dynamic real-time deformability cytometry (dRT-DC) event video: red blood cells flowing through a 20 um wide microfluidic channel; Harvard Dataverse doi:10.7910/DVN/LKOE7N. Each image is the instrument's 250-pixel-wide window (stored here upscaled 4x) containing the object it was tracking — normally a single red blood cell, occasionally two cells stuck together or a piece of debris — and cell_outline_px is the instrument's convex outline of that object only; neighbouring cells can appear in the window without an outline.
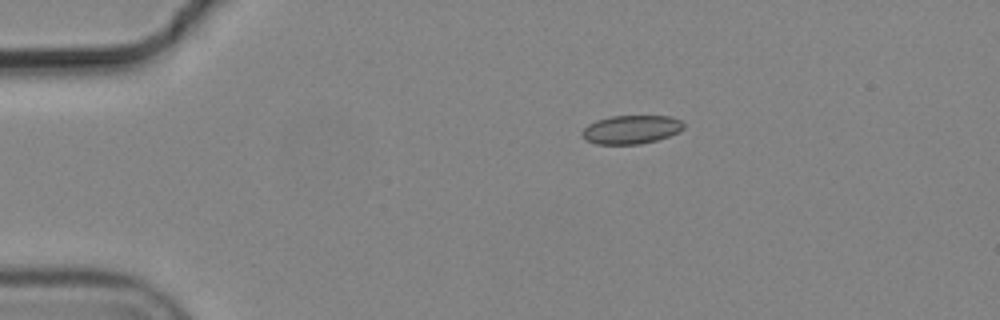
{"species": "common noctule bat (a hibernating species)", "species_latin": "Nyctalus noctula", "temperature_condition": "cold", "stored_images_in_passage": 5, "camera_frame_rate_fps": 3000, "um_per_image_px": 0.085, "animal": {"sex": "male", "body_mass_g": 19.2, "forearm_length_mm": 51.8}, "frame": {"image": 1, "passage_image": 2, "time_ms": 0.333, "image_size_px": [1000, 320], "cell_outline_px": [[684, 128], [680, 132], [656, 140], [640, 144], [596, 144], [584, 140], [580, 136], [580, 132], [588, 124], [596, 120], [612, 116], [672, 116], [680, 120], [684, 124]], "centroid_in_image_um": [53.62, 11.01], "position_along_channel_um": 31.4, "area_um2": 17.11}}
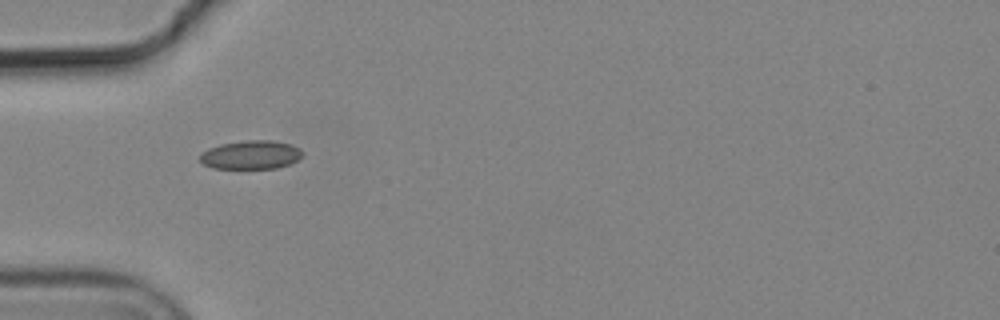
{"frame": {"image": 2, "passage_image": 4, "time_ms": 1.0, "image_size_px": [1000, 320], "cell_outline_px": [[304, 156], [288, 164], [276, 168], [212, 168], [204, 164], [200, 160], [200, 152], [208, 148], [220, 144], [244, 140], [272, 140], [292, 144], [300, 148], [304, 152]], "centroid_in_image_um": [21.34, 13.14], "position_along_channel_um": 63.7, "area_um2": 17.28}}
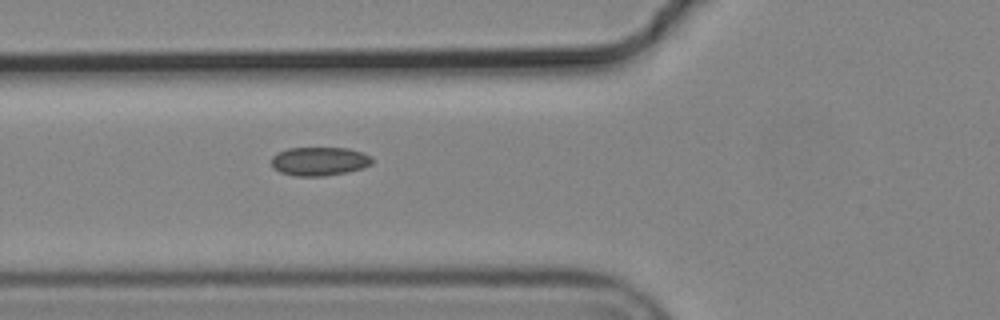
{"frame": {"image": 3, "passage_image": 5, "time_ms": 1.333, "image_size_px": [1000, 320], "cell_outline_px": [[372, 164], [364, 168], [348, 172], [324, 176], [296, 176], [280, 172], [272, 168], [272, 156], [276, 152], [288, 148], [348, 148], [364, 152], [372, 156]], "centroid_in_image_um": [27.16, 13.71], "position_along_channel_um": 98.6, "area_um2": 17.11}}